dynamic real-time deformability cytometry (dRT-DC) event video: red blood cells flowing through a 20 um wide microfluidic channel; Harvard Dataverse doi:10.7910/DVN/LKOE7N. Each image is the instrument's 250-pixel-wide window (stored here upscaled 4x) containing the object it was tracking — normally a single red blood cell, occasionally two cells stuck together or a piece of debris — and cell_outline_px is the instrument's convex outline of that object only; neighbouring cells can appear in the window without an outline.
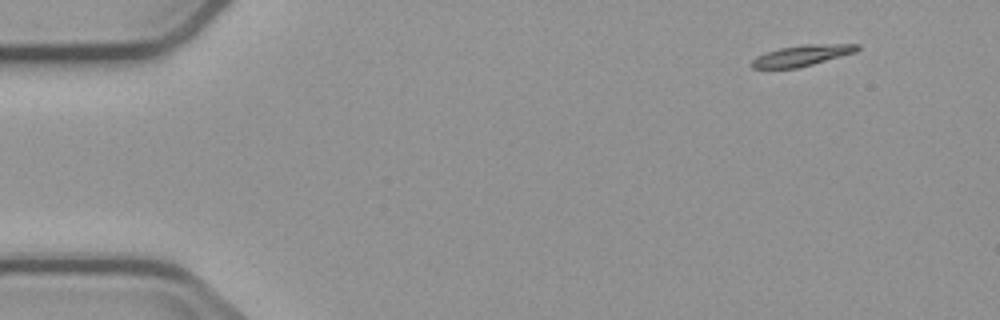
{"species": "common noctule bat (a hibernating species)", "species_latin": "Nyctalus noctula", "temperature_condition": "cold", "stored_images_in_passage": 4, "camera_frame_rate_fps": 3000, "um_per_image_px": 0.085, "animal": {"sex": "male", "body_mass_g": 23.1, "forearm_length_mm": 52.7}, "frame": {"image": 1, "passage_image": 1, "time_ms": 0.0, "image_size_px": [1000, 320], "cell_outline_px": [[860, 48], [856, 52], [812, 64], [796, 68], [752, 68], [748, 64], [756, 56], [780, 48], [804, 44], [860, 44]], "centroid_in_image_um": [68.15, 4.71], "position_along_channel_um": 16.8, "area_um2": 12.77}}